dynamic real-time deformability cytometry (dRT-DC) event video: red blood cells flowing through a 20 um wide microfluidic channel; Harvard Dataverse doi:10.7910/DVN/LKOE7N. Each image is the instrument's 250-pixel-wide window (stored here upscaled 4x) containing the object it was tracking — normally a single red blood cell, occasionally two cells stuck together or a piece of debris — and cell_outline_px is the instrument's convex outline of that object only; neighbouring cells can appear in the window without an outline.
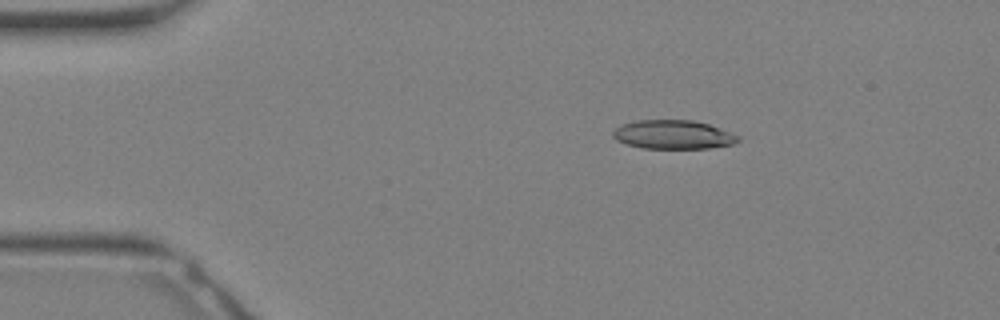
{"species": "Egyptian fruit bat (a non-hibernating species)", "species_latin": "Rousettus aegyptiacus", "temperature_condition": "warm", "stored_images_in_passage": 33, "camera_frame_rate_fps": 3000, "um_per_image_px": 0.085, "animal": {"sex": "female"}, "frame": {"image": 1, "passage_image": 6, "time_ms": 1.667, "image_size_px": [1000, 320], "cell_outline_px": [[740, 140], [732, 144], [708, 148], [640, 148], [624, 144], [616, 140], [612, 136], [612, 132], [620, 124], [636, 120], [692, 120], [708, 124], [720, 128], [740, 136]], "centroid_in_image_um": [57.17, 11.44], "position_along_channel_um": 27.8, "area_um2": 21.15}}
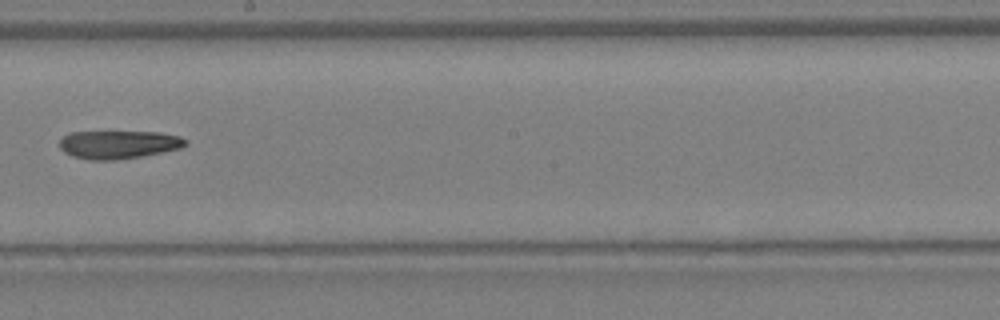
{"frame": {"image": 2, "passage_image": 19, "time_ms": 6.0, "image_size_px": [1000, 320], "cell_outline_px": [[188, 144], [180, 148], [140, 156], [116, 160], [88, 160], [72, 156], [64, 152], [60, 148], [60, 140], [64, 136], [72, 132], [160, 132], [180, 136], [188, 140]], "centroid_in_image_um": [10.08, 12.28], "position_along_channel_um": 238.1, "area_um2": 20.63}}
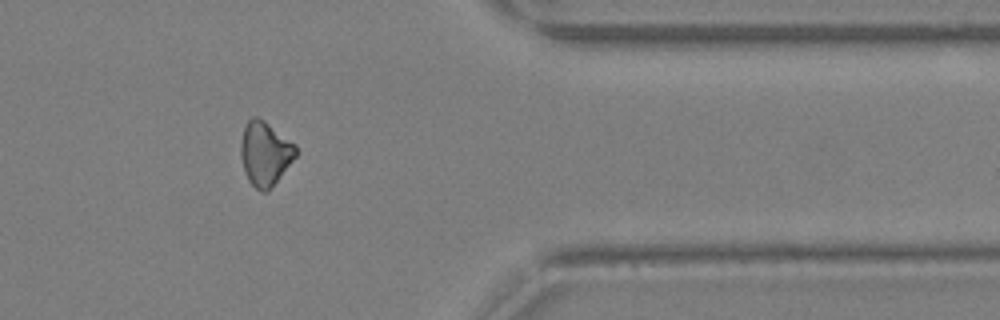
{"frame": {"image": 3, "passage_image": 27, "time_ms": 8.667, "image_size_px": [1000, 320], "cell_outline_px": [[300, 152], [268, 192], [260, 192], [248, 180], [244, 172], [240, 156], [240, 144], [244, 128], [248, 120], [252, 116], [256, 116], [264, 120], [296, 144]], "centroid_in_image_um": [22.55, 13.05], "position_along_channel_um": 388.9, "area_um2": 20.92}}